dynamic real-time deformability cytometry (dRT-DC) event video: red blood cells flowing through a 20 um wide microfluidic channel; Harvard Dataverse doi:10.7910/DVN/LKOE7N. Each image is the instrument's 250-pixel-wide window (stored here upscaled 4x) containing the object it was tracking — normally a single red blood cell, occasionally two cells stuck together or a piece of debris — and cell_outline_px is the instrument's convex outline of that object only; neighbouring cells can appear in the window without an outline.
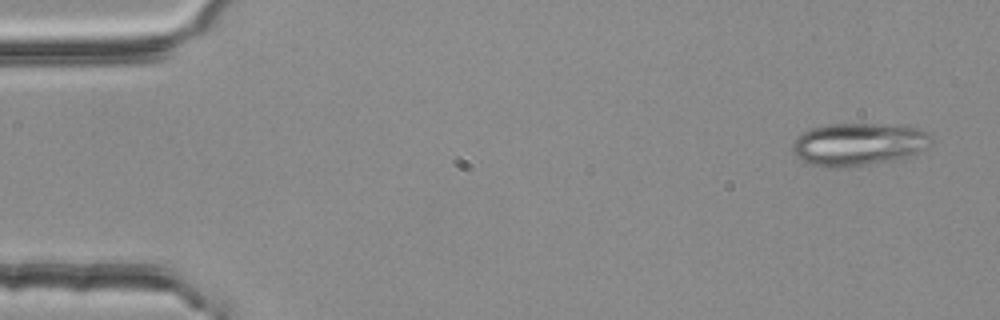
{"species": "common noctule bat (a hibernating species)", "species_latin": "Nyctalus noctula", "temperature_condition": "room temperature", "stored_images_in_passage": 4, "camera_frame_rate_fps": 3000, "um_per_image_px": 0.085, "animal": {"sex": "female", "body_mass_g": 25.1}, "frame": {"image": 1, "passage_image": 1, "time_ms": 0.0, "image_size_px": [1000, 320], "cell_outline_px": [[932, 140], [916, 152], [904, 156], [884, 160], [860, 164], [832, 168], [828, 168], [808, 164], [796, 156], [792, 148], [792, 144], [796, 136], [812, 128], [828, 124], [876, 124], [916, 128], [928, 132], [932, 136]], "centroid_in_image_um": [72.86, 12.24], "position_along_channel_um": 12.1, "area_um2": 33.41}}